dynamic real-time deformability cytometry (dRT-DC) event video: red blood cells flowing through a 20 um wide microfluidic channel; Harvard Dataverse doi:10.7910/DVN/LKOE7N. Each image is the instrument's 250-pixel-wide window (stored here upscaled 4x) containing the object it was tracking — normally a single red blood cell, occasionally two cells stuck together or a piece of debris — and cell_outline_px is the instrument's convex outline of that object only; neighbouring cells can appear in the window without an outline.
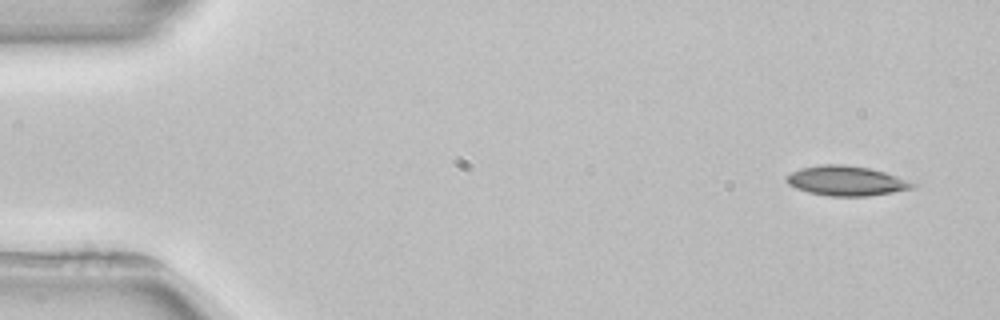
{"species": "common noctule bat (a hibernating species)", "species_latin": "Nyctalus noctula", "temperature_condition": "room temperature", "stored_images_in_passage": 5, "camera_frame_rate_fps": 3000, "um_per_image_px": 0.085, "animal": {"sex": "female", "body_mass_g": 22.7, "forearm_length_mm": 54.2}, "frame": {"image": 1, "passage_image": 1, "time_ms": 0.0, "image_size_px": [1000, 320], "cell_outline_px": [[916, 184], [912, 188], [892, 192], [868, 196], [828, 196], [808, 192], [796, 188], [788, 184], [784, 180], [784, 176], [800, 168], [820, 164], [844, 164], [868, 168], [884, 172], [908, 180]], "centroid_in_image_um": [71.86, 15.36], "position_along_channel_um": 13.1, "area_um2": 21.85}}